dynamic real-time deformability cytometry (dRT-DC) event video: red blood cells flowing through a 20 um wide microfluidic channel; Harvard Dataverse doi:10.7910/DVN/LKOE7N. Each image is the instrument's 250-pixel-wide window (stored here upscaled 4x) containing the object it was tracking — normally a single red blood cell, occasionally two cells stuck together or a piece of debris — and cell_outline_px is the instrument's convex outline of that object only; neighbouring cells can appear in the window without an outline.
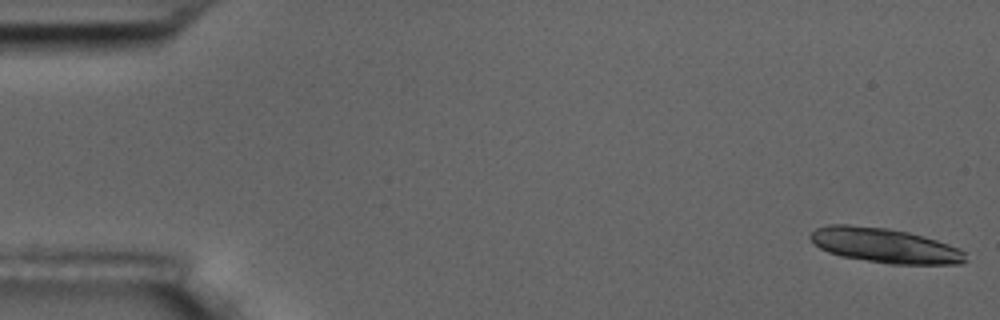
{"species": "common noctule bat (a hibernating species)", "species_latin": "Nyctalus noctula", "temperature_condition": "room temperature", "stored_images_in_passage": 6, "camera_frame_rate_fps": 3000, "um_per_image_px": 0.085, "animal": {"sex": "male", "body_mass_g": 17.5, "forearm_length_mm": 52.3}, "frame": {"image": 1, "passage_image": 1, "time_ms": 0.0, "image_size_px": [1000, 320], "cell_outline_px": [[968, 260], [960, 264], [888, 264], [840, 256], [828, 252], [812, 244], [808, 236], [816, 228], [828, 224], [848, 224], [888, 228], [908, 232], [924, 236], [960, 248], [964, 252]], "centroid_in_image_um": [75.17, 20.86], "position_along_channel_um": 9.8, "area_um2": 31.73}}
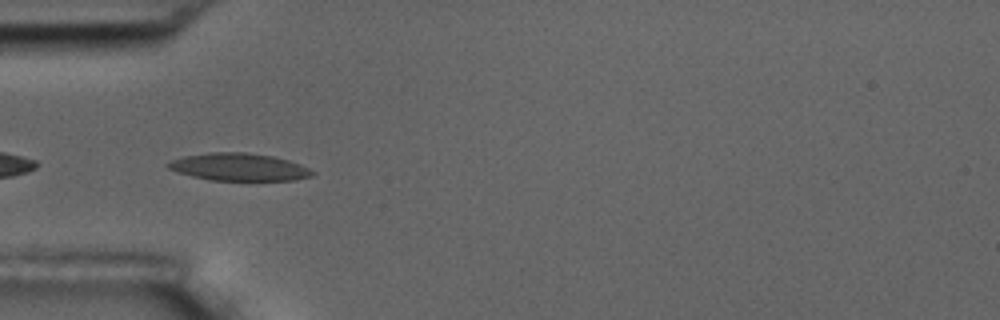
{"frame": {"image": 2, "passage_image": 5, "time_ms": 5.667, "image_size_px": [1000, 320], "cell_outline_px": [[316, 172], [312, 176], [292, 180], [208, 180], [176, 172], [168, 168], [164, 164], [172, 160], [184, 156], [208, 152], [248, 152], [272, 156], [288, 160], [300, 164]], "centroid_in_image_um": [20.28, 14.19], "position_along_channel_um": 64.7, "area_um2": 23.18}}